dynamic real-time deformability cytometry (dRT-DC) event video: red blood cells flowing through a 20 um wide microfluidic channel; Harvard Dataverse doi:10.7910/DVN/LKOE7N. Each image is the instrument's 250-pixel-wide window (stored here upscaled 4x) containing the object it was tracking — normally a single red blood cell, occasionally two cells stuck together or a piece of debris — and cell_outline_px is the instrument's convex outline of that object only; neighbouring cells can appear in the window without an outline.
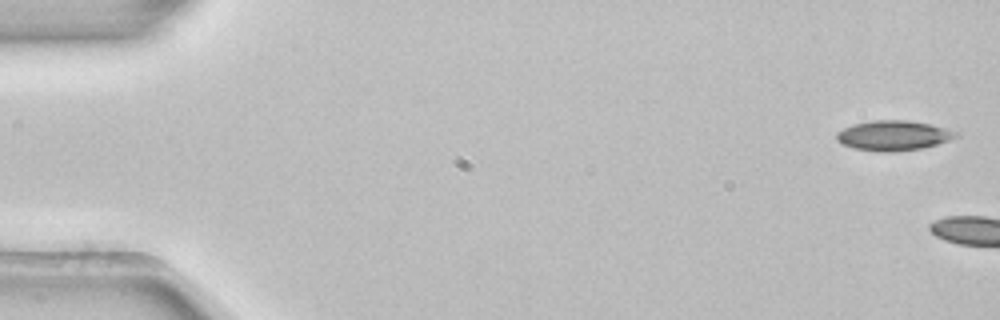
{"species": "common noctule bat (a hibernating species)", "species_latin": "Nyctalus noctula", "temperature_condition": "room temperature", "stored_images_in_passage": 4, "camera_frame_rate_fps": 3000, "um_per_image_px": 0.085, "animal": {"sex": "female", "body_mass_g": 22.7, "forearm_length_mm": 54.2}, "frame": {"image": 1, "passage_image": 1, "time_ms": 0.0, "image_size_px": [1000, 320], "cell_outline_px": [[960, 136], [924, 148], [896, 152], [880, 152], [852, 148], [840, 144], [836, 140], [836, 132], [852, 124], [872, 120], [908, 120], [928, 124], [960, 132]], "centroid_in_image_um": [75.91, 11.53], "position_along_channel_um": 9.1, "area_um2": 21.1}}